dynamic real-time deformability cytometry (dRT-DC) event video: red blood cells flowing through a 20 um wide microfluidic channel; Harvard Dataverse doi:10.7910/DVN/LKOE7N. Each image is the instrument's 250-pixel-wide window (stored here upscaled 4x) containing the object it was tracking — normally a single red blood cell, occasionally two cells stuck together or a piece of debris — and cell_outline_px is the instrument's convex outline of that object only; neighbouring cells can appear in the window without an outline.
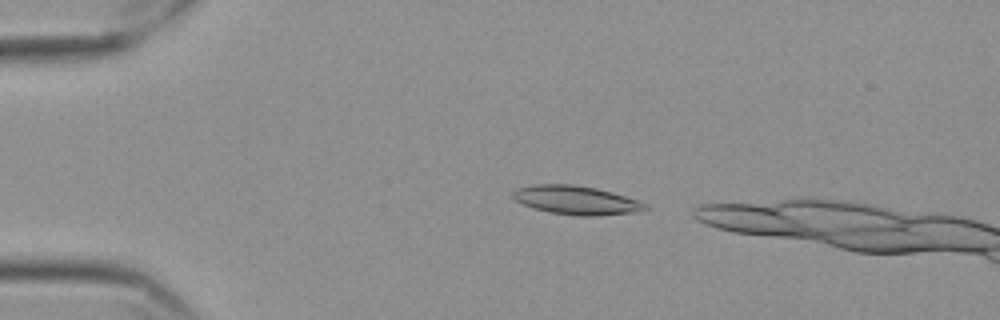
{"species": "Egyptian fruit bat (a non-hibernating species)", "species_latin": "Rousettus aegyptiacus", "temperature_condition": "cold", "stored_images_in_passage": 38, "camera_frame_rate_fps": 3000, "um_per_image_px": 0.085, "frame": {"image": 1, "passage_image": 3, "time_ms": 0.667, "image_size_px": [1000, 320], "cell_outline_px": [[652, 208], [640, 212], [596, 216], [580, 216], [548, 212], [532, 208], [516, 200], [512, 196], [512, 192], [516, 188], [532, 184], [572, 184], [596, 188], [612, 192], [640, 200], [648, 204]], "centroid_in_image_um": [49.04, 17.02], "position_along_channel_um": 36.0, "area_um2": 22.6}}
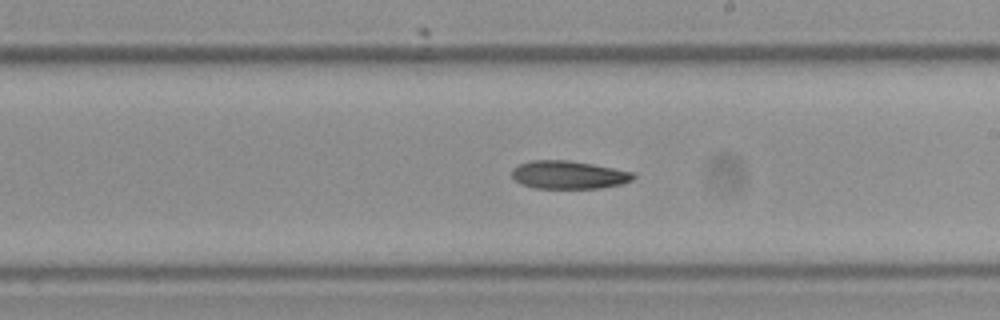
{"frame": {"image": 2, "passage_image": 24, "time_ms": 7.667, "image_size_px": [1000, 320], "cell_outline_px": [[636, 176], [632, 180], [620, 184], [600, 188], [536, 188], [520, 184], [512, 176], [512, 168], [520, 164], [532, 160], [568, 160], [592, 164], [632, 172]], "centroid_in_image_um": [48.31, 14.86], "position_along_channel_um": 240.7, "area_um2": 19.71}}
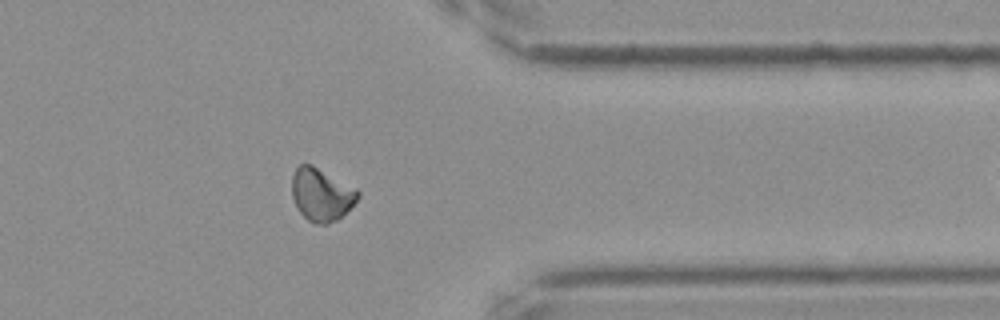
{"frame": {"image": 3, "passage_image": 37, "time_ms": 12.0, "image_size_px": [1000, 320], "cell_outline_px": [[360, 196], [336, 220], [328, 224], [316, 224], [308, 220], [296, 208], [292, 196], [292, 176], [296, 168], [300, 164], [312, 164], [356, 188], [360, 192]], "centroid_in_image_um": [27.29, 16.52], "position_along_channel_um": 384.1, "area_um2": 20.11}}